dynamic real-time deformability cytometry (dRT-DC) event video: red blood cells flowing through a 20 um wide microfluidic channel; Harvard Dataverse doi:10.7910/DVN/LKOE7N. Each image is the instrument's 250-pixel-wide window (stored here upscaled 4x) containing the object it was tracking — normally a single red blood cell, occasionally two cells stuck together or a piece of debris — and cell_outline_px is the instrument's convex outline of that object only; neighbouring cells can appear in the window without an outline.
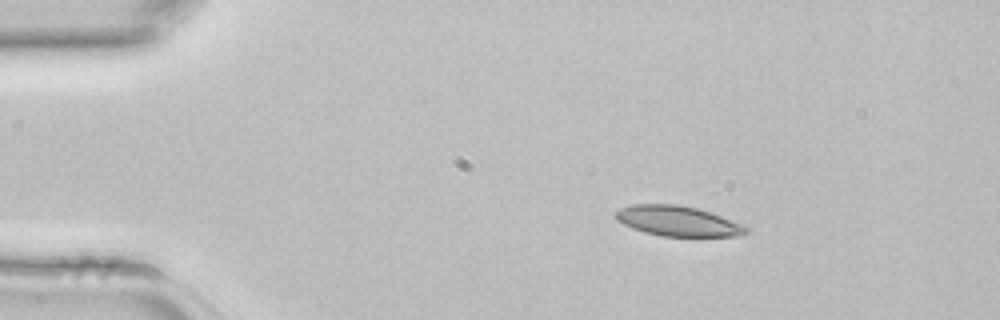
{"species": "common noctule bat (a hibernating species)", "species_latin": "Nyctalus noctula", "temperature_condition": "room temperature", "stored_images_in_passage": 3, "camera_frame_rate_fps": 3000, "um_per_image_px": 0.085, "animal": {"sex": "female", "body_mass_g": 22.7, "forearm_length_mm": 54.2}, "frame": {"image": 1, "passage_image": 2, "time_ms": 0.333, "image_size_px": [1000, 320], "cell_outline_px": [[748, 232], [740, 236], [660, 236], [644, 232], [632, 228], [616, 220], [612, 216], [620, 208], [632, 204], [676, 204], [696, 208], [712, 212], [740, 224], [748, 228]], "centroid_in_image_um": [57.57, 18.78], "position_along_channel_um": 27.4, "area_um2": 22.95}}